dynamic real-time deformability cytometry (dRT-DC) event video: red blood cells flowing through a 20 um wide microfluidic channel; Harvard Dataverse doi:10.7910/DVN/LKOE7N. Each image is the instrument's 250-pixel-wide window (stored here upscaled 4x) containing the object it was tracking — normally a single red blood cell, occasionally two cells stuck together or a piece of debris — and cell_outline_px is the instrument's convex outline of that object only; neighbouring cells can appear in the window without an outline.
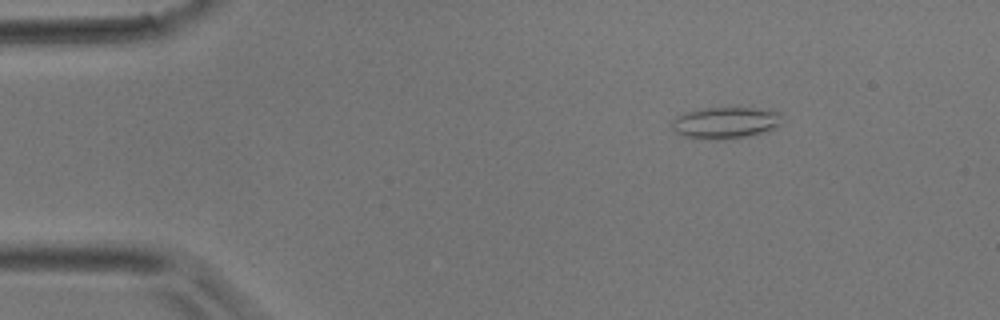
{"species": "common noctule bat (a hibernating species)", "species_latin": "Nyctalus noctula", "temperature_condition": "room temperature", "stored_images_in_passage": 3, "camera_frame_rate_fps": 3000, "um_per_image_px": 0.085, "animal": {"sex": "male", "body_mass_g": 17.9}, "frame": {"image": 1, "passage_image": 1, "time_ms": 0.0, "image_size_px": [1000, 320], "cell_outline_px": [[780, 124], [772, 128], [748, 136], [724, 140], [700, 140], [684, 136], [676, 132], [672, 128], [672, 120], [676, 116], [684, 112], [696, 108], [752, 108], [780, 112]], "centroid_in_image_um": [61.56, 10.44], "position_along_channel_um": 23.4, "area_um2": 20.35}}